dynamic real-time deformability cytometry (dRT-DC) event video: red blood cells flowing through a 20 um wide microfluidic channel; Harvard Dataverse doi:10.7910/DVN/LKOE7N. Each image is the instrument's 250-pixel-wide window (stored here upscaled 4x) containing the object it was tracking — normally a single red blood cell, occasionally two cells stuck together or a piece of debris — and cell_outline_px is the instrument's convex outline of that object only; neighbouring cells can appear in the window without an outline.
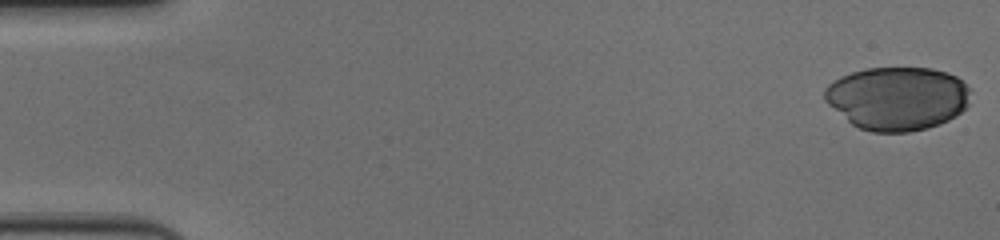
{"species": "human", "species_latin": "Homo sapiens", "temperature_condition": "cold", "stored_images_in_passage": 57, "camera_frame_rate_fps": 3000, "um_per_image_px": 0.085, "donor": {"sex": "female"}, "frame": {"image": 1, "passage_image": 1, "time_ms": 0.0, "image_size_px": [1000, 240], "cell_outline_px": [[968, 104], [956, 116], [940, 124], [928, 128], [908, 132], [872, 132], [860, 128], [852, 124], [828, 104], [824, 100], [824, 88], [828, 84], [840, 76], [852, 72], [868, 68], [932, 68], [948, 72], [956, 76], [968, 88]], "centroid_in_image_um": [76.25, 8.36], "position_along_channel_um": 8.7, "area_um2": 53.87}}